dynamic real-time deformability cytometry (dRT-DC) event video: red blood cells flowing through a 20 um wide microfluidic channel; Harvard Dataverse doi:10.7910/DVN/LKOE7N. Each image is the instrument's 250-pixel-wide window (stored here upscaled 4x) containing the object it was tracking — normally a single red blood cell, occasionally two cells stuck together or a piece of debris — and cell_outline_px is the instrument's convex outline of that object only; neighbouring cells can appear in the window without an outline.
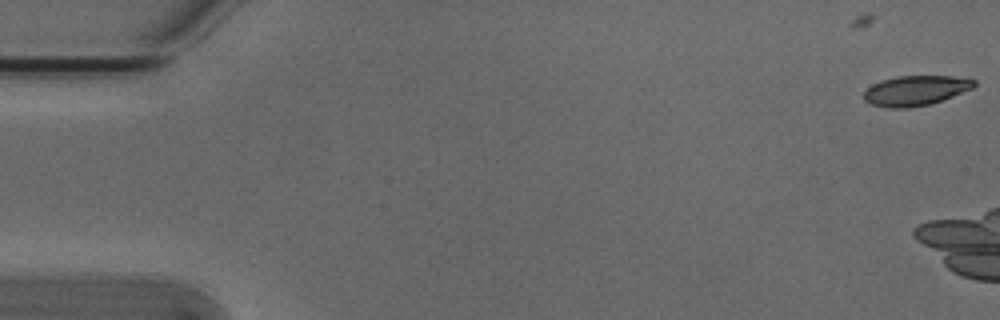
{"species": "Egyptian fruit bat (a non-hibernating species)", "species_latin": "Rousettus aegyptiacus", "temperature_condition": "cold", "stored_images_in_passage": 9, "camera_frame_rate_fps": 3000, "um_per_image_px": 0.085, "animal": {"sex": "male"}, "frame": {"image": 1, "passage_image": 1, "time_ms": 0.0, "image_size_px": [1000, 320], "cell_outline_px": [[976, 84], [972, 88], [952, 96], [928, 104], [908, 108], [888, 108], [872, 104], [864, 100], [864, 92], [872, 84], [880, 80], [896, 76], [968, 76], [976, 80]], "centroid_in_image_um": [77.84, 7.67], "position_along_channel_um": 7.2, "area_um2": 19.31}}